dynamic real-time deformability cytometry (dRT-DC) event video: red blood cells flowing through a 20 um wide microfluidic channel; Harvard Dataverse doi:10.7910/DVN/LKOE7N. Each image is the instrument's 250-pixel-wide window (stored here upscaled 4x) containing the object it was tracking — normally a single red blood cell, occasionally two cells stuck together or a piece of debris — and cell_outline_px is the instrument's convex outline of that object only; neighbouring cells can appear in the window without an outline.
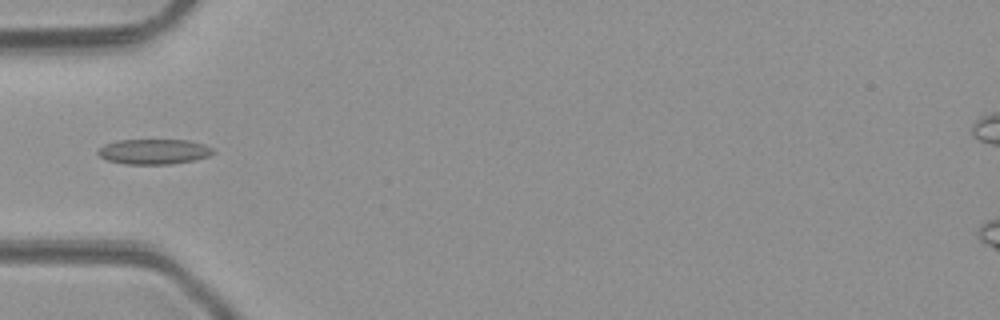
{"species": "common noctule bat (a hibernating species)", "species_latin": "Nyctalus noctula", "temperature_condition": "room temperature", "stored_images_in_passage": 6, "camera_frame_rate_fps": 3000, "um_per_image_px": 0.085, "animal": {"sex": "male", "body_mass_g": 23.1, "forearm_length_mm": 52.7}, "frame": {"image": 1, "passage_image": 4, "time_ms": 3.667, "image_size_px": [1000, 320], "cell_outline_px": [[216, 152], [208, 156], [196, 160], [172, 164], [124, 164], [108, 160], [100, 156], [96, 152], [104, 144], [116, 140], [188, 140], [204, 144], [212, 148]], "centroid_in_image_um": [13.09, 12.89], "position_along_channel_um": 71.9, "area_um2": 16.99}}
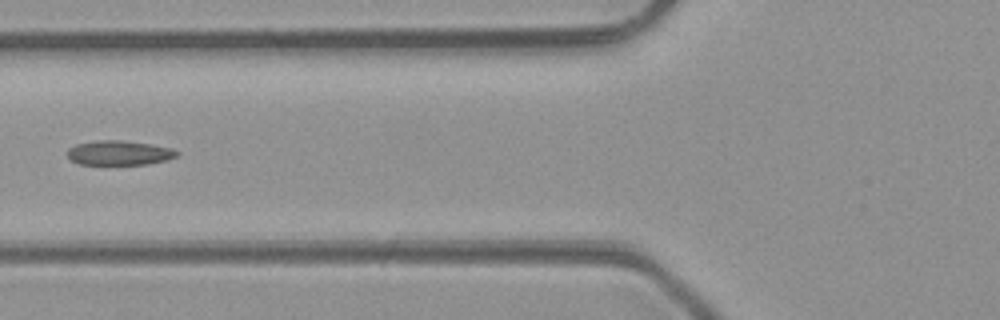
{"frame": {"image": 2, "passage_image": 5, "time_ms": 4.667, "image_size_px": [1000, 320], "cell_outline_px": [[180, 152], [176, 156], [168, 160], [148, 164], [80, 164], [68, 160], [68, 148], [76, 144], [100, 140], [120, 140], [148, 144], [172, 148]], "centroid_in_image_um": [10.12, 13.0], "position_along_channel_um": 115.7, "area_um2": 15.61}}
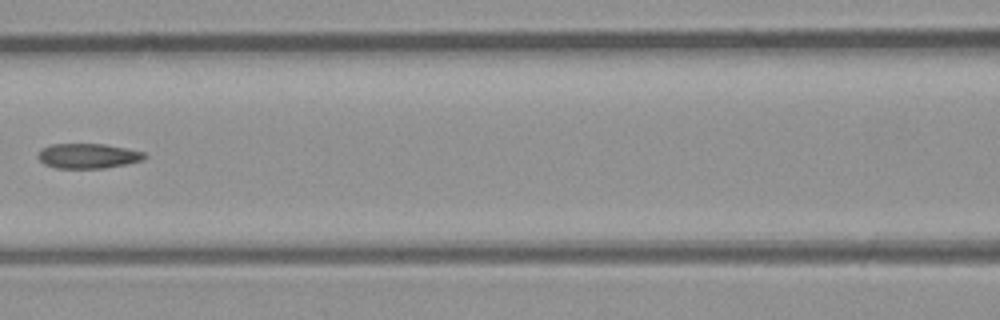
{"frame": {"image": 3, "passage_image": 6, "time_ms": 5.667, "image_size_px": [1000, 320], "cell_outline_px": [[148, 156], [140, 160], [124, 164], [104, 168], [56, 168], [44, 164], [36, 156], [40, 148], [52, 144], [104, 144], [144, 152]], "centroid_in_image_um": [7.41, 13.25], "position_along_channel_um": 159.2, "area_um2": 15.37}}